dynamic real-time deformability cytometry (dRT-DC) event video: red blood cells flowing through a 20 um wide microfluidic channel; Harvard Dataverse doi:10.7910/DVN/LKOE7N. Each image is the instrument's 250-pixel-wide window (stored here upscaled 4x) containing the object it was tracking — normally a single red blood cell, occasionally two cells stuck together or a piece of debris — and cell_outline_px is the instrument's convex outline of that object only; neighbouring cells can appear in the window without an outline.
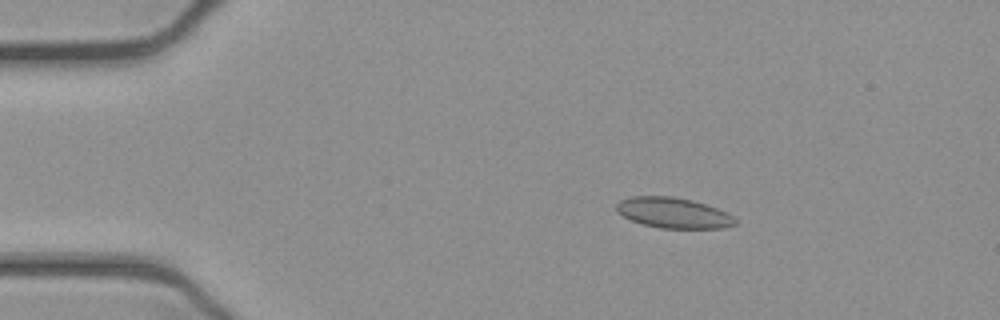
{"species": "common noctule bat (a hibernating species)", "species_latin": "Nyctalus noctula", "temperature_condition": "cold", "stored_images_in_passage": 52, "camera_frame_rate_fps": 3000, "um_per_image_px": 0.085, "animal": {"sex": "female", "body_mass_g": 21.9}, "frame": {"image": 1, "passage_image": 9, "time_ms": 2.667, "image_size_px": [1000, 320], "cell_outline_px": [[736, 224], [720, 228], [660, 228], [640, 224], [616, 212], [616, 204], [620, 200], [632, 196], [672, 196], [692, 200], [728, 212], [736, 220]], "centroid_in_image_um": [57.21, 18.09], "position_along_channel_um": 27.8, "area_um2": 21.1}}
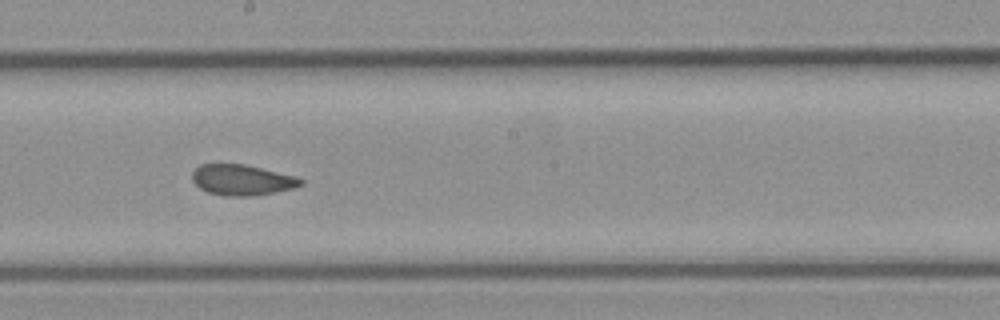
{"frame": {"image": 2, "passage_image": 29, "time_ms": 9.333, "image_size_px": [1000, 320], "cell_outline_px": [[304, 184], [296, 188], [252, 196], [228, 196], [208, 192], [200, 188], [192, 180], [192, 172], [200, 164], [244, 164], [296, 176], [304, 180]], "centroid_in_image_um": [20.6, 15.29], "position_along_channel_um": 227.6, "area_um2": 19.42}}
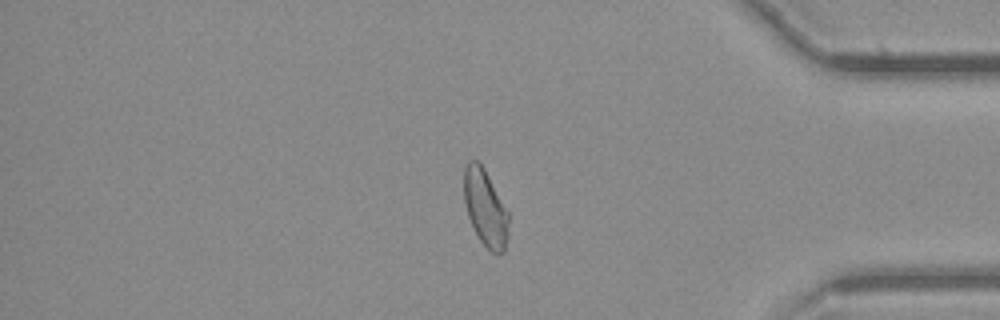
{"frame": {"image": 3, "passage_image": 44, "time_ms": 14.333, "image_size_px": [1000, 320], "cell_outline_px": [[508, 236], [504, 252], [492, 252], [480, 240], [468, 216], [464, 200], [464, 168], [468, 160], [476, 160], [484, 168], [508, 212]], "centroid_in_image_um": [41.25, 17.65], "position_along_channel_um": 394.0, "area_um2": 19.59}, "authors_computed_cell_mechanics": {"area_um2": 20.519, "velocity_mm_per_s": 3.8878, "shape_relaxation_time_tau1_ms": 8.2919, "shape_relaxation_time_tau2_ms": 1.5577, "deformation_change_tau1": 0.1313, "deformation_change_tau2": 0.0639}}